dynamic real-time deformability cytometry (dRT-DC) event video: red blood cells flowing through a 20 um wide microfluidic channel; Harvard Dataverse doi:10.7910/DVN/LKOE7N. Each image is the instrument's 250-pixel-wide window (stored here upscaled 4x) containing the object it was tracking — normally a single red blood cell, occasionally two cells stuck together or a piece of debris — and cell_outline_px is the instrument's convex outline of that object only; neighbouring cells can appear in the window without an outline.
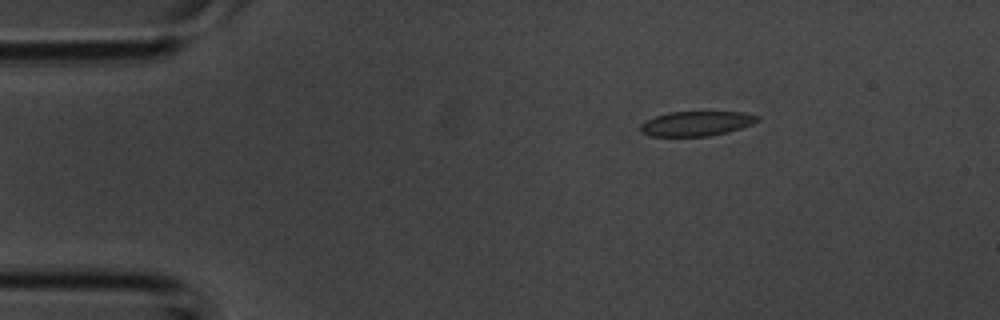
{"species": "common noctule bat (a hibernating species)", "species_latin": "Nyctalus noctula", "temperature_condition": "room temperature", "stored_images_in_passage": 3, "camera_frame_rate_fps": 3000, "um_per_image_px": 0.085, "animal": {"sex": "male", "body_mass_g": 20.1, "forearm_length_mm": 53.5}, "frame": {"image": 1, "passage_image": 2, "time_ms": 0.333, "image_size_px": [1000, 320], "cell_outline_px": [[760, 120], [752, 124], [728, 132], [708, 136], [652, 136], [640, 132], [640, 124], [656, 116], [668, 112], [744, 112], [760, 116]], "centroid_in_image_um": [59.21, 10.5], "position_along_channel_um": 25.8, "area_um2": 16.82}}